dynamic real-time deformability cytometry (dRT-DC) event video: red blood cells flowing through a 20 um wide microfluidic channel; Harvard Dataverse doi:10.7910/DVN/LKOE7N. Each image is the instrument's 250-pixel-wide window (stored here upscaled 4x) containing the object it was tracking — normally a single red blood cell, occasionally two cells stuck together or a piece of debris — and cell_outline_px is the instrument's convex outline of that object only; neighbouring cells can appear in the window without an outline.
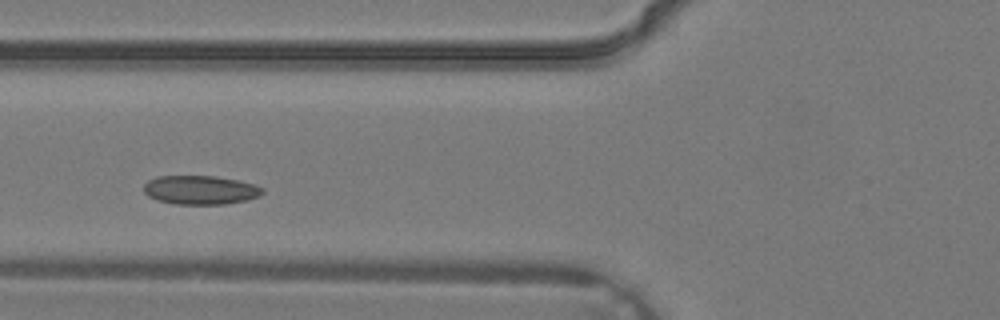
{"species": "common noctule bat (a hibernating species)", "species_latin": "Nyctalus noctula", "temperature_condition": "warm", "stored_images_in_passage": 2, "camera_frame_rate_fps": 3000, "um_per_image_px": 0.085, "animal": {"sex": "male", "body_mass_g": 19.2, "forearm_length_mm": 51.8}, "frame": {"image": 1, "passage_image": 2, "time_ms": 0.333, "image_size_px": [1000, 320], "cell_outline_px": [[264, 192], [260, 196], [244, 200], [224, 204], [176, 204], [156, 200], [148, 196], [144, 192], [144, 184], [148, 180], [156, 176], [216, 176], [256, 184], [264, 188]], "centroid_in_image_um": [17.02, 16.14], "position_along_channel_um": 108.8, "area_um2": 20.06}}